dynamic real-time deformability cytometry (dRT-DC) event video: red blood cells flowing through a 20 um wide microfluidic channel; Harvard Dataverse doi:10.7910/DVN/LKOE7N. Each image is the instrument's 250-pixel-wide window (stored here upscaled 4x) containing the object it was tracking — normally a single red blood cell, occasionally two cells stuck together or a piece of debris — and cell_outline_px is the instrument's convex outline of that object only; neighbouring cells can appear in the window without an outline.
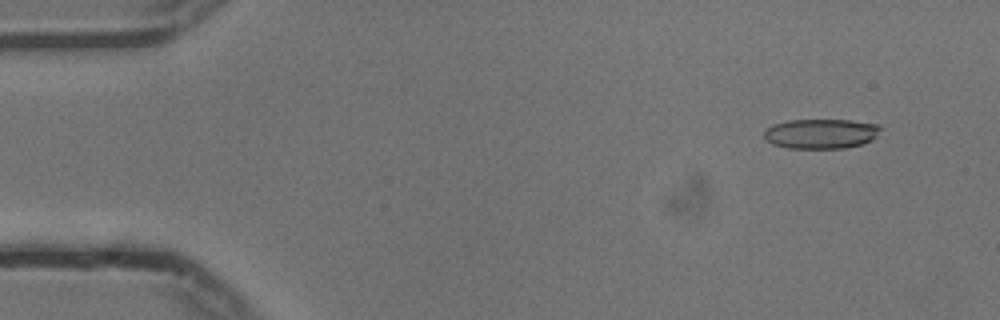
{"species": "common noctule bat (a hibernating species)", "species_latin": "Nyctalus noctula", "temperature_condition": "cold", "stored_images_in_passage": 55, "camera_frame_rate_fps": 3000, "um_per_image_px": 0.085, "animal": {"sex": "male", "body_mass_g": 13.3}, "frame": {"image": 1, "passage_image": 5, "time_ms": 1.333, "image_size_px": [1000, 320], "cell_outline_px": [[884, 128], [872, 140], [860, 144], [844, 148], [788, 148], [772, 144], [764, 140], [764, 128], [772, 124], [788, 120], [852, 120], [880, 124]], "centroid_in_image_um": [69.78, 11.35], "position_along_channel_um": 15.2, "area_um2": 20.58}}
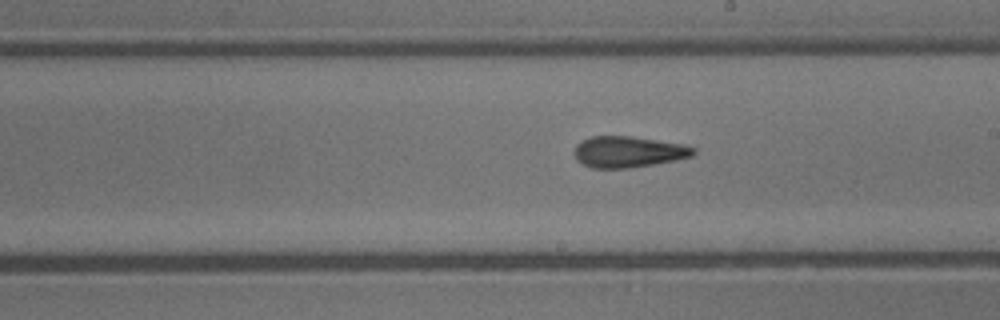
{"frame": {"image": 2, "passage_image": 31, "time_ms": 10.0, "image_size_px": [1000, 320], "cell_outline_px": [[696, 152], [692, 156], [652, 164], [628, 168], [592, 168], [576, 160], [572, 152], [576, 144], [592, 136], [632, 136], [684, 144], [696, 148]], "centroid_in_image_um": [53.38, 12.9], "position_along_channel_um": 235.6, "area_um2": 21.62}}
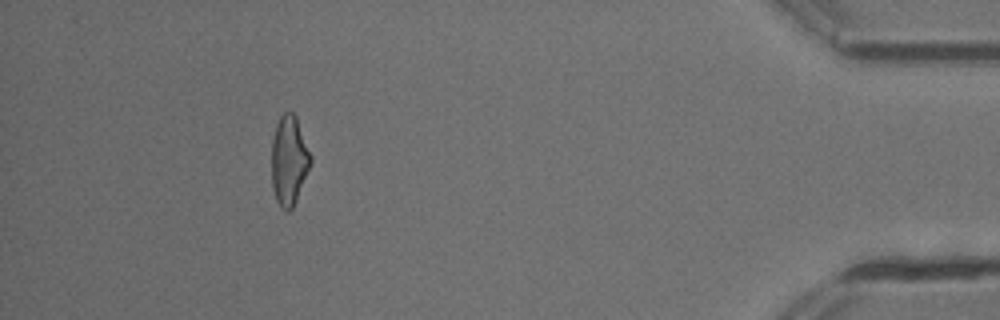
{"frame": {"image": 3, "passage_image": 50, "time_ms": 16.333, "image_size_px": [1000, 320], "cell_outline_px": [[312, 160], [296, 200], [292, 208], [288, 212], [284, 212], [280, 208], [276, 200], [272, 188], [272, 140], [276, 124], [280, 116], [284, 112], [292, 112], [296, 116], [312, 156]], "centroid_in_image_um": [24.56, 13.65], "position_along_channel_um": 410.6, "area_um2": 20.4}, "authors_computed_cell_mechanics": {"area_um2": 20.9236, "velocity_mm_per_s": 3.7566, "shape_relaxation_time_tau1_ms": null, "shape_relaxation_time_tau2_ms": 3.4111, "deformation_change_tau1": null, "deformation_change_tau2": 0.143}}